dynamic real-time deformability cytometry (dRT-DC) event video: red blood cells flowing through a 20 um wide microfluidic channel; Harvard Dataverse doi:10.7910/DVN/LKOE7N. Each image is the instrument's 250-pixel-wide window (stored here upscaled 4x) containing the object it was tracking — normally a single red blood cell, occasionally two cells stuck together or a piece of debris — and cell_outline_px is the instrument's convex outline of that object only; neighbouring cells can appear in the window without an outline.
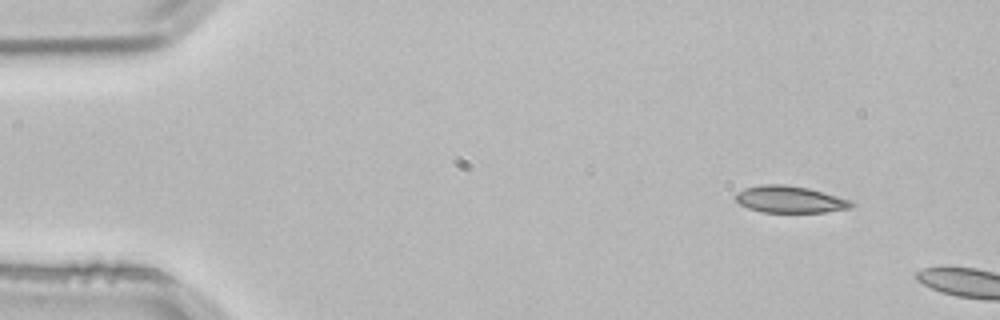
{"species": "common noctule bat (a hibernating species)", "species_latin": "Nyctalus noctula", "temperature_condition": "room temperature", "stored_images_in_passage": 3, "camera_frame_rate_fps": 3000, "um_per_image_px": 0.085, "animal": {"sex": "male", "body_mass_g": 21.5, "forearm_length_mm": 52.0}, "frame": {"image": 1, "passage_image": 1, "time_ms": 0.0, "image_size_px": [1000, 320], "cell_outline_px": [[856, 204], [852, 208], [824, 212], [760, 212], [748, 208], [740, 204], [736, 200], [736, 192], [744, 188], [760, 184], [784, 184], [808, 188], [852, 200]], "centroid_in_image_um": [67.15, 16.95], "position_along_channel_um": 17.9, "area_um2": 18.26}}